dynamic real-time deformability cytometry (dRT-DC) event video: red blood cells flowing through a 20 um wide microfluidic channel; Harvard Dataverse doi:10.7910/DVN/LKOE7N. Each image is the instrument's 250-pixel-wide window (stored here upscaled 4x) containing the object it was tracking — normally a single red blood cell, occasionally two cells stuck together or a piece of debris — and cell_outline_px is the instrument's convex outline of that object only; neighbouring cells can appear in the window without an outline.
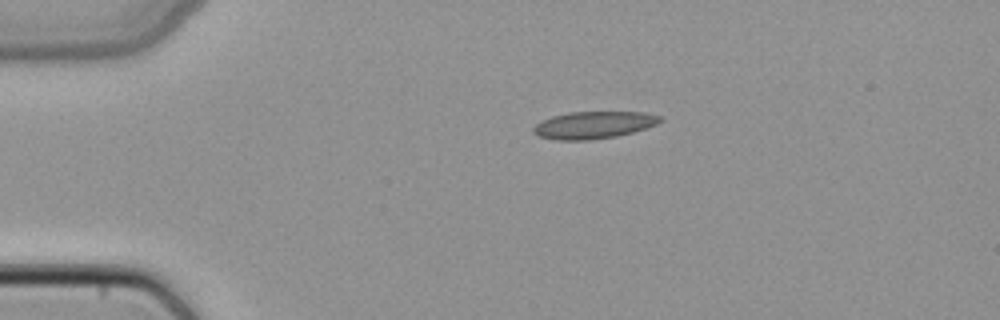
{"species": "common noctule bat (a hibernating species)", "species_latin": "Nyctalus noctula", "temperature_condition": "cold", "stored_images_in_passage": 39, "camera_frame_rate_fps": 3000, "um_per_image_px": 0.085, "animal": {"sex": "female", "body_mass_g": 22.7, "forearm_length_mm": 54.2}, "frame": {"image": 1, "passage_image": 1, "time_ms": 0.0, "image_size_px": [1000, 320], "cell_outline_px": [[664, 120], [656, 124], [632, 132], [616, 136], [592, 140], [556, 140], [540, 136], [532, 132], [532, 128], [540, 120], [552, 116], [568, 112], [644, 112], [660, 116]], "centroid_in_image_um": [50.43, 10.62], "position_along_channel_um": 34.6, "area_um2": 20.11}}
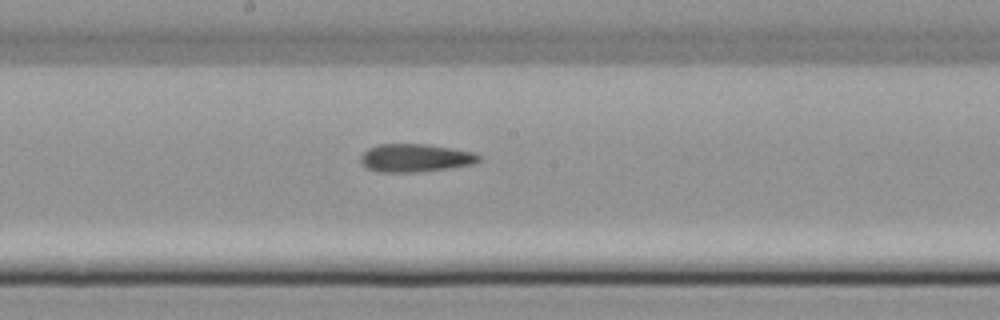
{"frame": {"image": 2, "passage_image": 17, "time_ms": 5.333, "image_size_px": [1000, 320], "cell_outline_px": [[480, 160], [476, 164], [448, 168], [416, 172], [380, 172], [368, 168], [360, 160], [360, 156], [368, 148], [380, 144], [424, 144], [452, 148], [472, 152], [480, 156]], "centroid_in_image_um": [35.31, 13.42], "position_along_channel_um": 212.9, "area_um2": 19.19}}
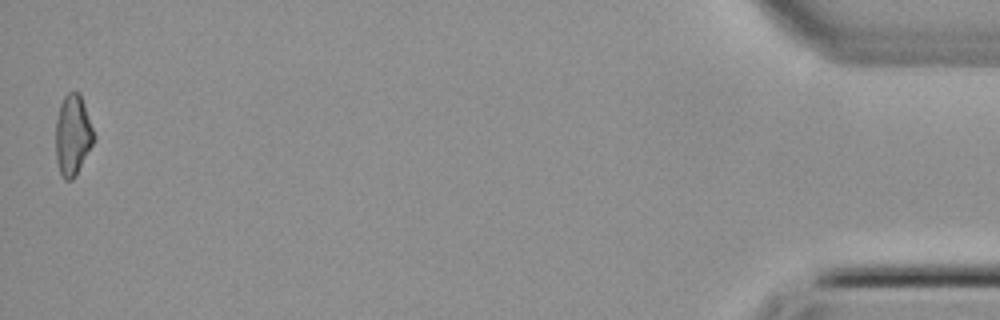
{"frame": {"image": 3, "passage_image": 39, "time_ms": 12.667, "image_size_px": [1000, 320], "cell_outline_px": [[96, 136], [76, 176], [72, 180], [64, 180], [60, 176], [56, 160], [56, 120], [60, 104], [64, 96], [68, 92], [80, 92]], "centroid_in_image_um": [6.18, 11.5], "position_along_channel_um": 429.0, "area_um2": 18.09}}